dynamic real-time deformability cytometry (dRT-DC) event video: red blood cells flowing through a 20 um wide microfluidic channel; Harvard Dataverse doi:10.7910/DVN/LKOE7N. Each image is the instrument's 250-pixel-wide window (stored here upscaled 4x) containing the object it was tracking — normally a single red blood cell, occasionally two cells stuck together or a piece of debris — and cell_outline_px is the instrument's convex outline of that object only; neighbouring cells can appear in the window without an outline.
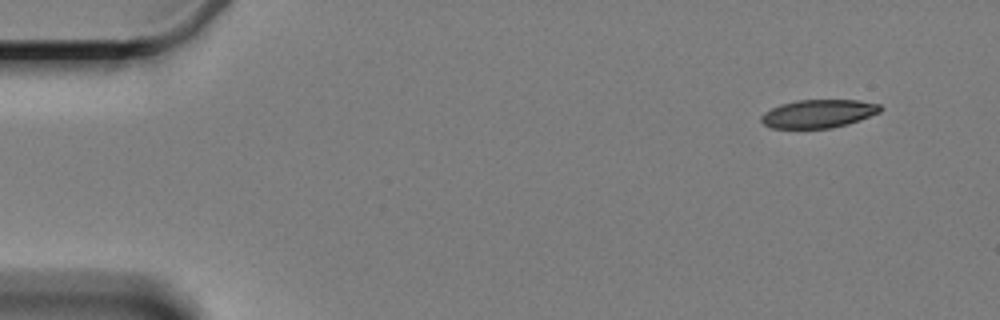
{"species": "Egyptian fruit bat (a non-hibernating species)", "species_latin": "Rousettus aegyptiacus", "temperature_condition": "cold", "stored_images_in_passage": 5, "camera_frame_rate_fps": 3000, "um_per_image_px": 0.085, "animal": {"sex": "female"}, "frame": {"image": 1, "passage_image": 1, "time_ms": 0.0, "image_size_px": [1000, 320], "cell_outline_px": [[884, 108], [880, 112], [860, 120], [848, 124], [832, 128], [772, 128], [764, 124], [760, 120], [760, 116], [764, 112], [780, 104], [800, 100], [860, 100], [880, 104]], "centroid_in_image_um": [69.59, 9.66], "position_along_channel_um": 15.4, "area_um2": 19.71}}
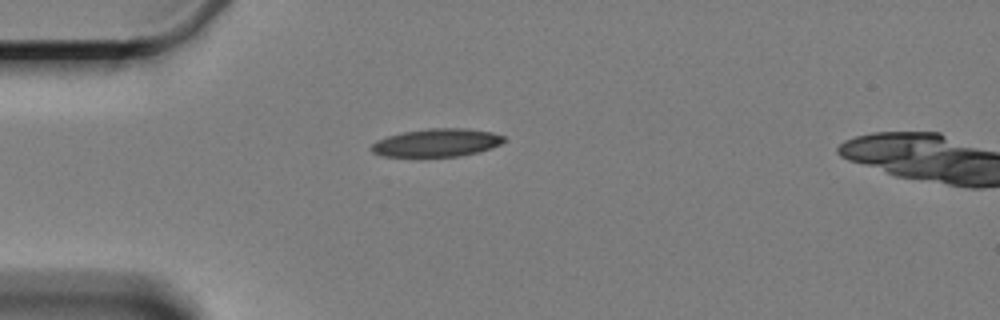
{"frame": {"image": 2, "passage_image": 4, "time_ms": 3.667, "image_size_px": [1000, 320], "cell_outline_px": [[504, 140], [500, 144], [492, 148], [480, 152], [460, 156], [416, 160], [380, 156], [372, 152], [368, 148], [376, 140], [388, 136], [404, 132], [428, 128], [464, 128], [492, 132], [504, 136]], "centroid_in_image_um": [37.03, 12.19], "position_along_channel_um": 48.0, "area_um2": 22.83}}